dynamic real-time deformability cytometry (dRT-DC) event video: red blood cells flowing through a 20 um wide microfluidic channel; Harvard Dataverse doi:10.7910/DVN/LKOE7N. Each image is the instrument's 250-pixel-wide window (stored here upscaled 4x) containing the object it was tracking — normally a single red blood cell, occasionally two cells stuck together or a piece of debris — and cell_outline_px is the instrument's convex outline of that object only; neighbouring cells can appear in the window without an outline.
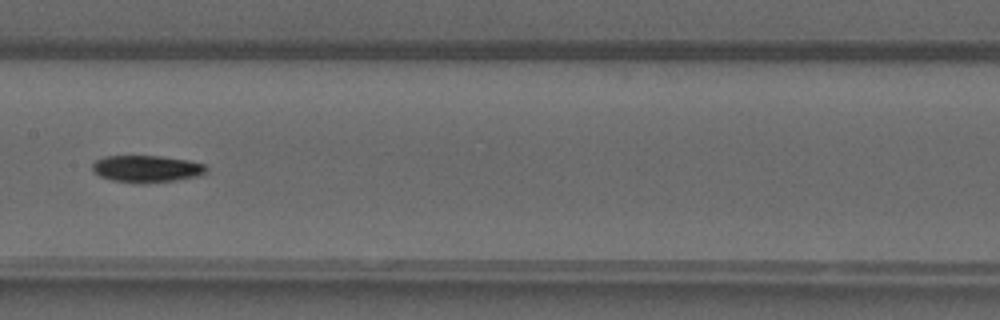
{"species": "common noctule bat (a hibernating species)", "species_latin": "Nyctalus noctula", "temperature_condition": "warm", "stored_images_in_passage": 42, "camera_frame_rate_fps": 3000, "um_per_image_px": 0.085, "animal": {"sex": "male", "forearm_length_mm": 52.5}, "frame": {"image": 1, "passage_image": 24, "time_ms": 7.667, "image_size_px": [1000, 320], "cell_outline_px": [[208, 168], [200, 176], [176, 180], [144, 184], [140, 184], [112, 180], [100, 176], [92, 168], [92, 164], [96, 160], [104, 156], [160, 156], [188, 160], [204, 164]], "centroid_in_image_um": [12.48, 14.35], "position_along_channel_um": 194.9, "area_um2": 17.98}}